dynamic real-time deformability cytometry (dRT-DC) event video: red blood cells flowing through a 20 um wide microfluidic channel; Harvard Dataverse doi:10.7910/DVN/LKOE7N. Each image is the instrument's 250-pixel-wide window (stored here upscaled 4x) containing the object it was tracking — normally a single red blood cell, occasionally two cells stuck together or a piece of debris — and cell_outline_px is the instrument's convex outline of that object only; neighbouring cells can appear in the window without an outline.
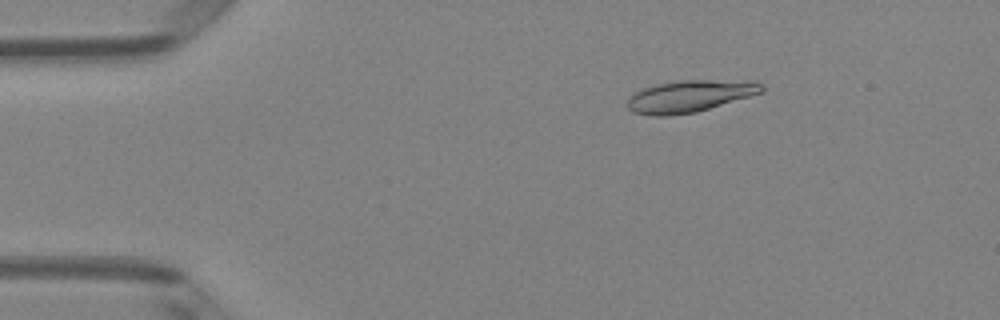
{"species": "Egyptian fruit bat (a non-hibernating species)", "species_latin": "Rousettus aegyptiacus", "temperature_condition": "room temperature", "stored_images_in_passage": 50, "camera_frame_rate_fps": 3000, "um_per_image_px": 0.085, "animal": {"sex": "female"}, "frame": {"image": 1, "passage_image": 8, "time_ms": 2.333, "image_size_px": [1000, 320], "cell_outline_px": [[764, 92], [696, 112], [668, 116], [652, 116], [632, 112], [628, 108], [628, 100], [636, 92], [644, 88], [656, 84], [676, 80], [708, 80], [764, 84]], "centroid_in_image_um": [58.56, 8.19], "position_along_channel_um": 26.4, "area_um2": 24.51}}
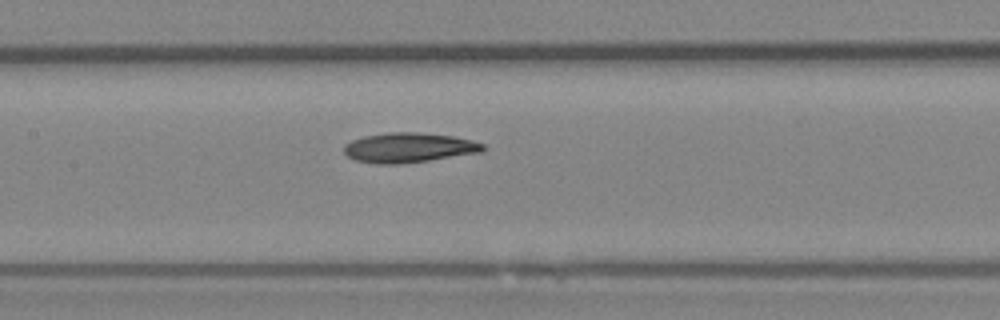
{"frame": {"image": 2, "passage_image": 24, "time_ms": 7.667, "image_size_px": [1000, 320], "cell_outline_px": [[484, 148], [480, 152], [428, 160], [396, 164], [376, 164], [356, 160], [348, 156], [344, 152], [344, 144], [352, 140], [364, 136], [388, 132], [416, 132], [452, 136], [472, 140], [484, 144]], "centroid_in_image_um": [34.71, 12.54], "position_along_channel_um": 172.7, "area_um2": 23.87}}
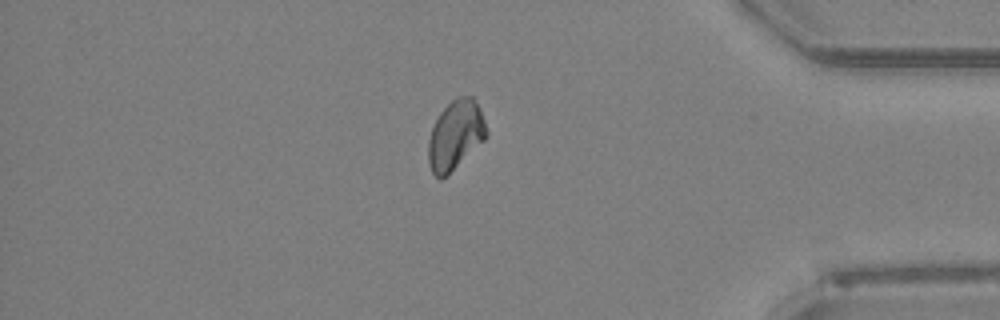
{"frame": {"image": 3, "passage_image": 43, "time_ms": 14.0, "image_size_px": [1000, 320], "cell_outline_px": [[488, 132], [484, 140], [440, 180], [432, 172], [428, 160], [428, 140], [432, 128], [440, 112], [456, 96], [472, 96], [480, 108]], "centroid_in_image_um": [38.71, 11.44], "position_along_channel_um": 396.5, "area_um2": 23.0}, "authors_computed_cell_mechanics": {"area_um2": 23.8714, "velocity_mm_per_s": 4.0055, "shape_relaxation_time_tau1_ms": 7.1369, "shape_relaxation_time_tau2_ms": 6.8201, "deformation_change_tau1": 0.1475, "deformation_change_tau2": 0.1145}}